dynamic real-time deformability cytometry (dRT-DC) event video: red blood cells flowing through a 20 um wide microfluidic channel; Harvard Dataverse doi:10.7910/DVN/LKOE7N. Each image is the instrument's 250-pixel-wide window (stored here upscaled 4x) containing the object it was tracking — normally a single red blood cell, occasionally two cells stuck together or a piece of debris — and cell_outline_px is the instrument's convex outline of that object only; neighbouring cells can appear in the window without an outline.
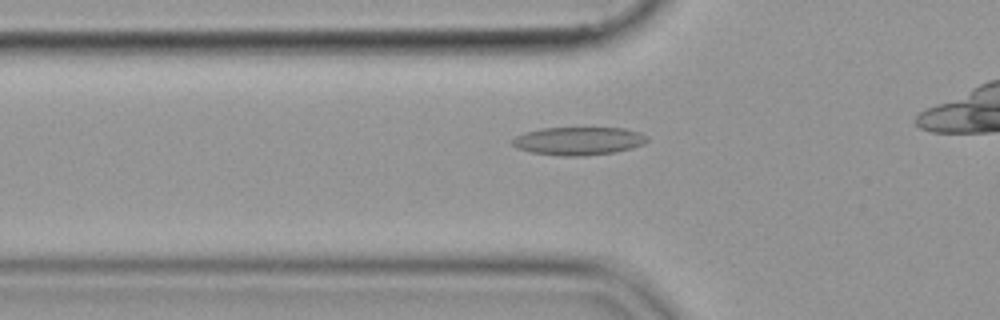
{"species": "common noctule bat (a hibernating species)", "species_latin": "Nyctalus noctula", "temperature_condition": "cold", "stored_images_in_passage": 10, "camera_frame_rate_fps": 3000, "um_per_image_px": 0.085, "animal": {"sex": "female", "body_mass_g": 19.9}, "frame": {"image": 1, "passage_image": 4, "time_ms": 1.0, "image_size_px": [1000, 320], "cell_outline_px": [[648, 140], [644, 144], [632, 148], [616, 152], [584, 156], [560, 156], [532, 152], [516, 148], [508, 140], [524, 132], [540, 128], [624, 128], [640, 132], [648, 136]], "centroid_in_image_um": [49.16, 11.98], "position_along_channel_um": 76.6, "area_um2": 22.37}}
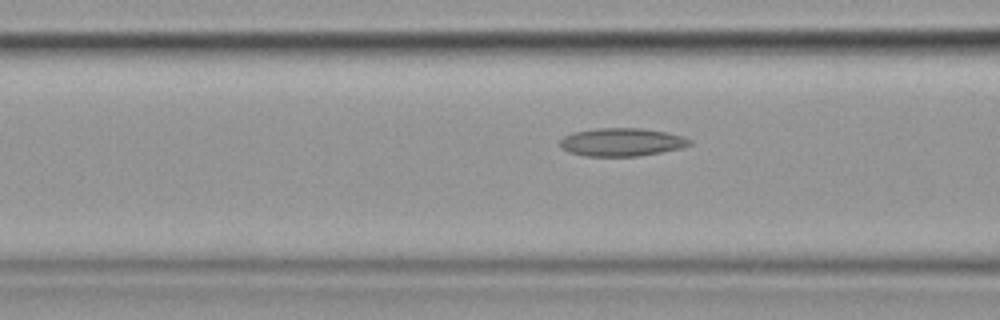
{"frame": {"image": 2, "passage_image": 7, "time_ms": 2.0, "image_size_px": [1000, 320], "cell_outline_px": [[692, 144], [680, 148], [660, 152], [636, 156], [584, 156], [568, 152], [560, 148], [560, 140], [564, 136], [572, 132], [596, 128], [640, 128], [668, 132], [684, 136], [692, 140]], "centroid_in_image_um": [52.83, 12.07], "position_along_channel_um": 113.8, "area_um2": 21.39}}